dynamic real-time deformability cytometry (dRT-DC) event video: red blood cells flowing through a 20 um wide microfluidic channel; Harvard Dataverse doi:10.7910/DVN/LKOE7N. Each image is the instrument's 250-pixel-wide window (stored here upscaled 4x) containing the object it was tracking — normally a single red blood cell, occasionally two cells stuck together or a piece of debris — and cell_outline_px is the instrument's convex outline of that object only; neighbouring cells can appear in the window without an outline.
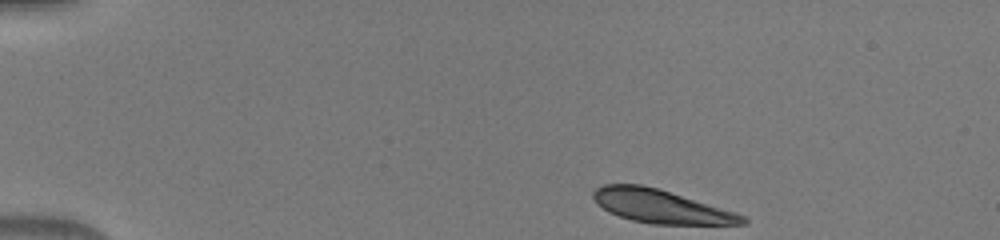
{"species": "human", "species_latin": "Homo sapiens", "temperature_condition": "warm", "stored_images_in_passage": 42, "camera_frame_rate_fps": 3000, "um_per_image_px": 0.085, "donor": {"sex": "male"}, "frame": {"image": 1, "passage_image": 1, "time_ms": 0.0, "image_size_px": [1000, 240], "cell_outline_px": [[748, 220], [744, 224], [652, 224], [632, 220], [608, 212], [596, 204], [592, 196], [592, 192], [596, 188], [604, 184], [640, 184], [656, 188], [736, 212], [744, 216]], "centroid_in_image_um": [56.13, 17.54], "position_along_channel_um": 28.9, "area_um2": 28.78}}
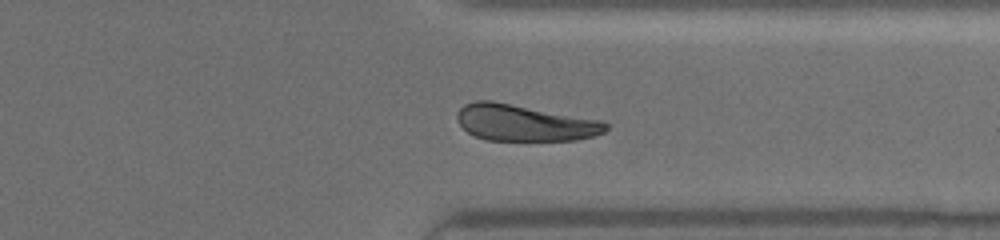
{"frame": {"image": 2, "passage_image": 32, "time_ms": 10.333, "image_size_px": [1000, 240], "cell_outline_px": [[608, 128], [604, 132], [592, 136], [576, 140], [488, 140], [476, 136], [468, 132], [456, 120], [456, 112], [464, 104], [476, 100], [492, 100], [604, 120], [608, 124]], "centroid_in_image_um": [44.59, 10.42], "position_along_channel_um": 366.8, "area_um2": 31.79}}
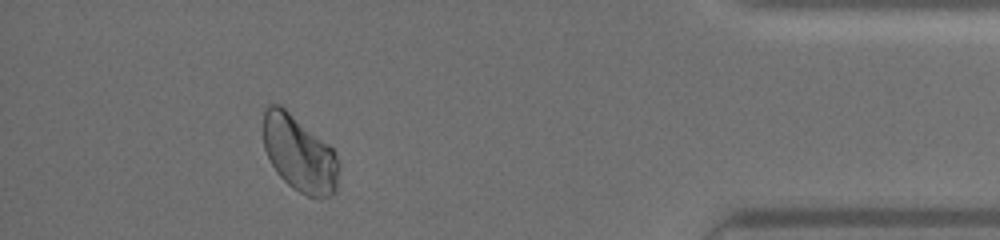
{"frame": {"image": 3, "passage_image": 38, "time_ms": 12.333, "image_size_px": [1000, 240], "cell_outline_px": [[340, 164], [336, 188], [328, 196], [320, 200], [308, 196], [292, 188], [276, 172], [264, 148], [264, 108], [268, 104], [280, 104], [328, 144], [336, 152], [340, 160]], "centroid_in_image_um": [25.46, 13.08], "position_along_channel_um": 409.7, "area_um2": 33.52}}